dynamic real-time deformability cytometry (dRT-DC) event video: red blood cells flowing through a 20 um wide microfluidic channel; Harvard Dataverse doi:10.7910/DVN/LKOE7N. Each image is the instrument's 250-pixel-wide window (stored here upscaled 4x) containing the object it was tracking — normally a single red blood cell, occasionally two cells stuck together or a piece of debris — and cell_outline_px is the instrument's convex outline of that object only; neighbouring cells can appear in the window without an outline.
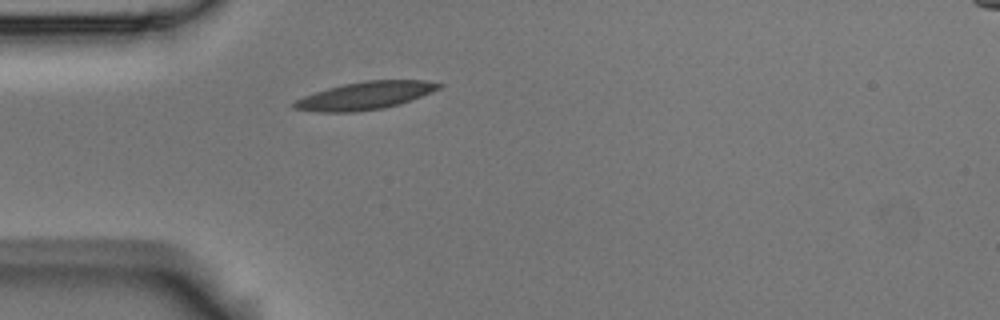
{"species": "Egyptian fruit bat (a non-hibernating species)", "species_latin": "Rousettus aegyptiacus", "temperature_condition": "room temperature", "stored_images_in_passage": 6, "camera_frame_rate_fps": 3000, "um_per_image_px": 0.085, "animal": {"sex": "male"}, "frame": {"image": 1, "passage_image": 6, "time_ms": 1.667, "image_size_px": [1000, 320], "cell_outline_px": [[444, 84], [440, 88], [432, 92], [400, 104], [384, 108], [356, 112], [316, 112], [292, 108], [292, 104], [296, 100], [304, 96], [328, 88], [344, 84], [364, 80], [424, 80]], "centroid_in_image_um": [31.05, 8.13], "position_along_channel_um": 54.0, "area_um2": 23.41}}